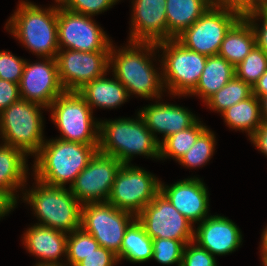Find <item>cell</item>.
<instances>
[{"mask_svg": "<svg viewBox=\"0 0 267 266\" xmlns=\"http://www.w3.org/2000/svg\"><path fill=\"white\" fill-rule=\"evenodd\" d=\"M136 219L130 212L120 210L108 202L86 203L81 207V228L91 234L99 246L117 257L128 226Z\"/></svg>", "mask_w": 267, "mask_h": 266, "instance_id": "10", "label": "cell"}, {"mask_svg": "<svg viewBox=\"0 0 267 266\" xmlns=\"http://www.w3.org/2000/svg\"><path fill=\"white\" fill-rule=\"evenodd\" d=\"M199 119L189 128L179 131L159 144V160L173 158L176 162L189 151L198 137L207 129Z\"/></svg>", "mask_w": 267, "mask_h": 266, "instance_id": "29", "label": "cell"}, {"mask_svg": "<svg viewBox=\"0 0 267 266\" xmlns=\"http://www.w3.org/2000/svg\"><path fill=\"white\" fill-rule=\"evenodd\" d=\"M60 131L58 139L87 145L99 143V121L77 91H64L48 107ZM95 120V121H94Z\"/></svg>", "mask_w": 267, "mask_h": 266, "instance_id": "8", "label": "cell"}, {"mask_svg": "<svg viewBox=\"0 0 267 266\" xmlns=\"http://www.w3.org/2000/svg\"><path fill=\"white\" fill-rule=\"evenodd\" d=\"M253 95V88L250 84L234 76L219 91L213 94L205 105L220 114L232 105L246 100Z\"/></svg>", "mask_w": 267, "mask_h": 266, "instance_id": "30", "label": "cell"}, {"mask_svg": "<svg viewBox=\"0 0 267 266\" xmlns=\"http://www.w3.org/2000/svg\"><path fill=\"white\" fill-rule=\"evenodd\" d=\"M244 17L249 21L254 30L256 46L267 54V10L254 11ZM257 21L262 23L259 24Z\"/></svg>", "mask_w": 267, "mask_h": 266, "instance_id": "38", "label": "cell"}, {"mask_svg": "<svg viewBox=\"0 0 267 266\" xmlns=\"http://www.w3.org/2000/svg\"><path fill=\"white\" fill-rule=\"evenodd\" d=\"M98 151V145L68 142L58 138L45 140L34 156L33 172L37 180L57 187L69 188L77 175Z\"/></svg>", "mask_w": 267, "mask_h": 266, "instance_id": "3", "label": "cell"}, {"mask_svg": "<svg viewBox=\"0 0 267 266\" xmlns=\"http://www.w3.org/2000/svg\"><path fill=\"white\" fill-rule=\"evenodd\" d=\"M26 59L13 55L10 51H0V79L19 84Z\"/></svg>", "mask_w": 267, "mask_h": 266, "instance_id": "36", "label": "cell"}, {"mask_svg": "<svg viewBox=\"0 0 267 266\" xmlns=\"http://www.w3.org/2000/svg\"><path fill=\"white\" fill-rule=\"evenodd\" d=\"M242 16L233 9L209 7L190 27L175 39L197 53L218 55L223 39Z\"/></svg>", "mask_w": 267, "mask_h": 266, "instance_id": "11", "label": "cell"}, {"mask_svg": "<svg viewBox=\"0 0 267 266\" xmlns=\"http://www.w3.org/2000/svg\"><path fill=\"white\" fill-rule=\"evenodd\" d=\"M216 136L212 130L207 128L196 140L193 146L185 153L178 163L186 168H200L206 165L213 157Z\"/></svg>", "mask_w": 267, "mask_h": 266, "instance_id": "31", "label": "cell"}, {"mask_svg": "<svg viewBox=\"0 0 267 266\" xmlns=\"http://www.w3.org/2000/svg\"><path fill=\"white\" fill-rule=\"evenodd\" d=\"M20 99L19 85L0 79V112Z\"/></svg>", "mask_w": 267, "mask_h": 266, "instance_id": "40", "label": "cell"}, {"mask_svg": "<svg viewBox=\"0 0 267 266\" xmlns=\"http://www.w3.org/2000/svg\"><path fill=\"white\" fill-rule=\"evenodd\" d=\"M43 105L20 99L0 112V138L5 145L34 157L45 142Z\"/></svg>", "mask_w": 267, "mask_h": 266, "instance_id": "6", "label": "cell"}, {"mask_svg": "<svg viewBox=\"0 0 267 266\" xmlns=\"http://www.w3.org/2000/svg\"><path fill=\"white\" fill-rule=\"evenodd\" d=\"M58 4L59 49L81 52L110 51L112 41L91 16L69 11Z\"/></svg>", "mask_w": 267, "mask_h": 266, "instance_id": "12", "label": "cell"}, {"mask_svg": "<svg viewBox=\"0 0 267 266\" xmlns=\"http://www.w3.org/2000/svg\"><path fill=\"white\" fill-rule=\"evenodd\" d=\"M266 70L267 54L255 46L235 67V76L253 87Z\"/></svg>", "mask_w": 267, "mask_h": 266, "instance_id": "33", "label": "cell"}, {"mask_svg": "<svg viewBox=\"0 0 267 266\" xmlns=\"http://www.w3.org/2000/svg\"><path fill=\"white\" fill-rule=\"evenodd\" d=\"M250 142L267 157V121H263L261 126L249 138Z\"/></svg>", "mask_w": 267, "mask_h": 266, "instance_id": "41", "label": "cell"}, {"mask_svg": "<svg viewBox=\"0 0 267 266\" xmlns=\"http://www.w3.org/2000/svg\"><path fill=\"white\" fill-rule=\"evenodd\" d=\"M121 165L115 157L97 151L70 186L71 193L82 205L107 202Z\"/></svg>", "mask_w": 267, "mask_h": 266, "instance_id": "13", "label": "cell"}, {"mask_svg": "<svg viewBox=\"0 0 267 266\" xmlns=\"http://www.w3.org/2000/svg\"><path fill=\"white\" fill-rule=\"evenodd\" d=\"M159 192L160 180L154 174L132 164H122L107 202L137 216Z\"/></svg>", "mask_w": 267, "mask_h": 266, "instance_id": "9", "label": "cell"}, {"mask_svg": "<svg viewBox=\"0 0 267 266\" xmlns=\"http://www.w3.org/2000/svg\"><path fill=\"white\" fill-rule=\"evenodd\" d=\"M163 51L160 62L164 88L170 95L188 96L198 84L207 56L189 50L176 39L156 43Z\"/></svg>", "mask_w": 267, "mask_h": 266, "instance_id": "7", "label": "cell"}, {"mask_svg": "<svg viewBox=\"0 0 267 266\" xmlns=\"http://www.w3.org/2000/svg\"><path fill=\"white\" fill-rule=\"evenodd\" d=\"M18 202L5 190L0 188V219L7 216Z\"/></svg>", "mask_w": 267, "mask_h": 266, "instance_id": "42", "label": "cell"}, {"mask_svg": "<svg viewBox=\"0 0 267 266\" xmlns=\"http://www.w3.org/2000/svg\"><path fill=\"white\" fill-rule=\"evenodd\" d=\"M181 266H217V260L192 241L185 245Z\"/></svg>", "mask_w": 267, "mask_h": 266, "instance_id": "37", "label": "cell"}, {"mask_svg": "<svg viewBox=\"0 0 267 266\" xmlns=\"http://www.w3.org/2000/svg\"><path fill=\"white\" fill-rule=\"evenodd\" d=\"M35 186L22 191L23 201L29 204L37 217L38 225L66 233L81 228L82 204L69 188L45 184L36 178Z\"/></svg>", "mask_w": 267, "mask_h": 266, "instance_id": "5", "label": "cell"}, {"mask_svg": "<svg viewBox=\"0 0 267 266\" xmlns=\"http://www.w3.org/2000/svg\"><path fill=\"white\" fill-rule=\"evenodd\" d=\"M152 239L193 240L194 225L159 192L136 216Z\"/></svg>", "mask_w": 267, "mask_h": 266, "instance_id": "15", "label": "cell"}, {"mask_svg": "<svg viewBox=\"0 0 267 266\" xmlns=\"http://www.w3.org/2000/svg\"><path fill=\"white\" fill-rule=\"evenodd\" d=\"M27 158L22 150L0 144V188L7 191L17 202V192L19 189L25 190L27 174H30Z\"/></svg>", "mask_w": 267, "mask_h": 266, "instance_id": "22", "label": "cell"}, {"mask_svg": "<svg viewBox=\"0 0 267 266\" xmlns=\"http://www.w3.org/2000/svg\"><path fill=\"white\" fill-rule=\"evenodd\" d=\"M98 151L122 164H131L135 155L159 160V143L138 112L134 119H100Z\"/></svg>", "mask_w": 267, "mask_h": 266, "instance_id": "4", "label": "cell"}, {"mask_svg": "<svg viewBox=\"0 0 267 266\" xmlns=\"http://www.w3.org/2000/svg\"><path fill=\"white\" fill-rule=\"evenodd\" d=\"M129 42L167 40L166 0H132Z\"/></svg>", "mask_w": 267, "mask_h": 266, "instance_id": "19", "label": "cell"}, {"mask_svg": "<svg viewBox=\"0 0 267 266\" xmlns=\"http://www.w3.org/2000/svg\"><path fill=\"white\" fill-rule=\"evenodd\" d=\"M119 0H60L59 5L69 11L96 16L113 7Z\"/></svg>", "mask_w": 267, "mask_h": 266, "instance_id": "35", "label": "cell"}, {"mask_svg": "<svg viewBox=\"0 0 267 266\" xmlns=\"http://www.w3.org/2000/svg\"><path fill=\"white\" fill-rule=\"evenodd\" d=\"M98 247L99 243L95 238L82 228L68 233L65 266H76Z\"/></svg>", "mask_w": 267, "mask_h": 266, "instance_id": "32", "label": "cell"}, {"mask_svg": "<svg viewBox=\"0 0 267 266\" xmlns=\"http://www.w3.org/2000/svg\"><path fill=\"white\" fill-rule=\"evenodd\" d=\"M209 7L208 0H166L167 40L175 39Z\"/></svg>", "mask_w": 267, "mask_h": 266, "instance_id": "24", "label": "cell"}, {"mask_svg": "<svg viewBox=\"0 0 267 266\" xmlns=\"http://www.w3.org/2000/svg\"><path fill=\"white\" fill-rule=\"evenodd\" d=\"M118 262L117 255L99 246L95 251L85 256L76 266H115Z\"/></svg>", "mask_w": 267, "mask_h": 266, "instance_id": "39", "label": "cell"}, {"mask_svg": "<svg viewBox=\"0 0 267 266\" xmlns=\"http://www.w3.org/2000/svg\"><path fill=\"white\" fill-rule=\"evenodd\" d=\"M160 192L193 225L209 216L208 188L198 177L185 178L170 186L160 181Z\"/></svg>", "mask_w": 267, "mask_h": 266, "instance_id": "17", "label": "cell"}, {"mask_svg": "<svg viewBox=\"0 0 267 266\" xmlns=\"http://www.w3.org/2000/svg\"><path fill=\"white\" fill-rule=\"evenodd\" d=\"M255 46L254 30L249 21L242 16L226 34L218 55L236 67Z\"/></svg>", "mask_w": 267, "mask_h": 266, "instance_id": "25", "label": "cell"}, {"mask_svg": "<svg viewBox=\"0 0 267 266\" xmlns=\"http://www.w3.org/2000/svg\"><path fill=\"white\" fill-rule=\"evenodd\" d=\"M260 103L261 117L263 121H267V96L258 97Z\"/></svg>", "mask_w": 267, "mask_h": 266, "instance_id": "47", "label": "cell"}, {"mask_svg": "<svg viewBox=\"0 0 267 266\" xmlns=\"http://www.w3.org/2000/svg\"><path fill=\"white\" fill-rule=\"evenodd\" d=\"M235 76V67L219 55L207 56L206 65L196 88L188 95L198 96L205 103Z\"/></svg>", "mask_w": 267, "mask_h": 266, "instance_id": "26", "label": "cell"}, {"mask_svg": "<svg viewBox=\"0 0 267 266\" xmlns=\"http://www.w3.org/2000/svg\"><path fill=\"white\" fill-rule=\"evenodd\" d=\"M261 242H260V256H267V226L263 228V232L261 235Z\"/></svg>", "mask_w": 267, "mask_h": 266, "instance_id": "46", "label": "cell"}, {"mask_svg": "<svg viewBox=\"0 0 267 266\" xmlns=\"http://www.w3.org/2000/svg\"><path fill=\"white\" fill-rule=\"evenodd\" d=\"M127 43L118 49L111 44L109 71L112 70V75L124 85L129 97L135 94L147 100L162 99L163 92L167 90L164 88L162 71H157L152 61L159 53L156 43Z\"/></svg>", "mask_w": 267, "mask_h": 266, "instance_id": "1", "label": "cell"}, {"mask_svg": "<svg viewBox=\"0 0 267 266\" xmlns=\"http://www.w3.org/2000/svg\"><path fill=\"white\" fill-rule=\"evenodd\" d=\"M110 51L81 52L59 49L56 60L60 84L65 91H78L109 72Z\"/></svg>", "mask_w": 267, "mask_h": 266, "instance_id": "14", "label": "cell"}, {"mask_svg": "<svg viewBox=\"0 0 267 266\" xmlns=\"http://www.w3.org/2000/svg\"><path fill=\"white\" fill-rule=\"evenodd\" d=\"M103 76L85 84L77 92L84 98L90 108L113 109L127 102L129 95L124 85L115 77Z\"/></svg>", "mask_w": 267, "mask_h": 266, "instance_id": "23", "label": "cell"}, {"mask_svg": "<svg viewBox=\"0 0 267 266\" xmlns=\"http://www.w3.org/2000/svg\"><path fill=\"white\" fill-rule=\"evenodd\" d=\"M262 10H267V0H243V16Z\"/></svg>", "mask_w": 267, "mask_h": 266, "instance_id": "44", "label": "cell"}, {"mask_svg": "<svg viewBox=\"0 0 267 266\" xmlns=\"http://www.w3.org/2000/svg\"><path fill=\"white\" fill-rule=\"evenodd\" d=\"M152 254V238L135 219L126 229L117 258L119 261L124 259L132 263H143L151 260Z\"/></svg>", "mask_w": 267, "mask_h": 266, "instance_id": "28", "label": "cell"}, {"mask_svg": "<svg viewBox=\"0 0 267 266\" xmlns=\"http://www.w3.org/2000/svg\"><path fill=\"white\" fill-rule=\"evenodd\" d=\"M253 95L257 98L267 96V70L261 75L259 80L253 85Z\"/></svg>", "mask_w": 267, "mask_h": 266, "instance_id": "45", "label": "cell"}, {"mask_svg": "<svg viewBox=\"0 0 267 266\" xmlns=\"http://www.w3.org/2000/svg\"><path fill=\"white\" fill-rule=\"evenodd\" d=\"M261 258H262L261 260L263 262L262 265L267 266V256H261Z\"/></svg>", "mask_w": 267, "mask_h": 266, "instance_id": "48", "label": "cell"}, {"mask_svg": "<svg viewBox=\"0 0 267 266\" xmlns=\"http://www.w3.org/2000/svg\"><path fill=\"white\" fill-rule=\"evenodd\" d=\"M193 240L152 239V259L162 265L181 266L185 245Z\"/></svg>", "mask_w": 267, "mask_h": 266, "instance_id": "34", "label": "cell"}, {"mask_svg": "<svg viewBox=\"0 0 267 266\" xmlns=\"http://www.w3.org/2000/svg\"><path fill=\"white\" fill-rule=\"evenodd\" d=\"M221 117L227 127L237 131L241 130L247 133L249 138L263 122L259 99L255 95L232 105L221 113Z\"/></svg>", "mask_w": 267, "mask_h": 266, "instance_id": "27", "label": "cell"}, {"mask_svg": "<svg viewBox=\"0 0 267 266\" xmlns=\"http://www.w3.org/2000/svg\"><path fill=\"white\" fill-rule=\"evenodd\" d=\"M210 7L230 8L243 16V0H208Z\"/></svg>", "mask_w": 267, "mask_h": 266, "instance_id": "43", "label": "cell"}, {"mask_svg": "<svg viewBox=\"0 0 267 266\" xmlns=\"http://www.w3.org/2000/svg\"><path fill=\"white\" fill-rule=\"evenodd\" d=\"M42 62L26 60L19 82L21 99L38 103L48 108L65 90L60 84L56 58H41Z\"/></svg>", "mask_w": 267, "mask_h": 266, "instance_id": "16", "label": "cell"}, {"mask_svg": "<svg viewBox=\"0 0 267 266\" xmlns=\"http://www.w3.org/2000/svg\"><path fill=\"white\" fill-rule=\"evenodd\" d=\"M57 18L58 5L42 8L29 0H21L5 29L39 58H56L59 51Z\"/></svg>", "mask_w": 267, "mask_h": 266, "instance_id": "2", "label": "cell"}, {"mask_svg": "<svg viewBox=\"0 0 267 266\" xmlns=\"http://www.w3.org/2000/svg\"><path fill=\"white\" fill-rule=\"evenodd\" d=\"M160 100H156L154 104L144 106L138 111L159 144L169 136L189 128L199 119L188 108L164 103ZM155 133H161L163 139L160 140Z\"/></svg>", "mask_w": 267, "mask_h": 266, "instance_id": "20", "label": "cell"}, {"mask_svg": "<svg viewBox=\"0 0 267 266\" xmlns=\"http://www.w3.org/2000/svg\"><path fill=\"white\" fill-rule=\"evenodd\" d=\"M67 235L66 232L34 224L24 232L22 243L29 254L39 259L34 266H65L62 259L66 258Z\"/></svg>", "mask_w": 267, "mask_h": 266, "instance_id": "21", "label": "cell"}, {"mask_svg": "<svg viewBox=\"0 0 267 266\" xmlns=\"http://www.w3.org/2000/svg\"><path fill=\"white\" fill-rule=\"evenodd\" d=\"M194 227V238L198 246L214 257L235 252L242 245L240 228L228 217L210 215Z\"/></svg>", "mask_w": 267, "mask_h": 266, "instance_id": "18", "label": "cell"}]
</instances>
